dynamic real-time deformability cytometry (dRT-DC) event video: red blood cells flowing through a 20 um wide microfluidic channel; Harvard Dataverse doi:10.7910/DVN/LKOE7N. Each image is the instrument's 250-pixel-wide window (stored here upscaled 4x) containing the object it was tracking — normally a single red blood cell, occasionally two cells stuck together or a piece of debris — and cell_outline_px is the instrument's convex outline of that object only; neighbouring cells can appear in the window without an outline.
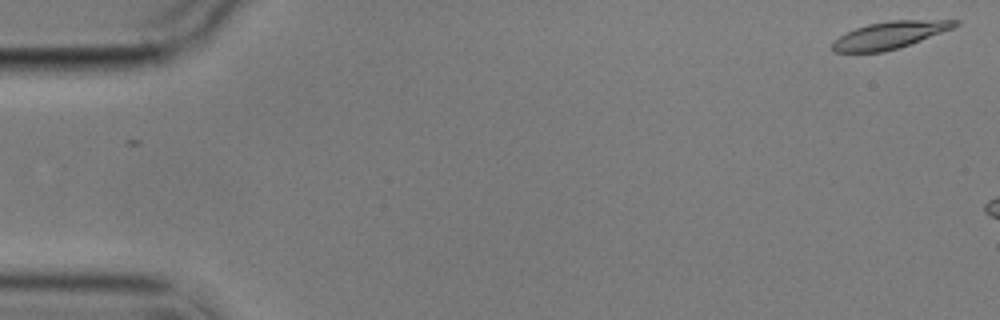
{"species": "common noctule bat (a hibernating species)", "species_latin": "Nyctalus noctula", "temperature_condition": "cold", "stored_images_in_passage": 3, "camera_frame_rate_fps": 3000, "um_per_image_px": 0.085, "animal": {"sex": "male", "body_mass_g": 17.9}, "frame": {"image": 1, "passage_image": 1, "time_ms": 0.0, "image_size_px": [1000, 320], "cell_outline_px": [[960, 24], [952, 28], [920, 40], [884, 52], [832, 52], [832, 40], [856, 28], [868, 24], [888, 20], [960, 20]], "centroid_in_image_um": [75.59, 2.97], "position_along_channel_um": 9.4, "area_um2": 19.13}}